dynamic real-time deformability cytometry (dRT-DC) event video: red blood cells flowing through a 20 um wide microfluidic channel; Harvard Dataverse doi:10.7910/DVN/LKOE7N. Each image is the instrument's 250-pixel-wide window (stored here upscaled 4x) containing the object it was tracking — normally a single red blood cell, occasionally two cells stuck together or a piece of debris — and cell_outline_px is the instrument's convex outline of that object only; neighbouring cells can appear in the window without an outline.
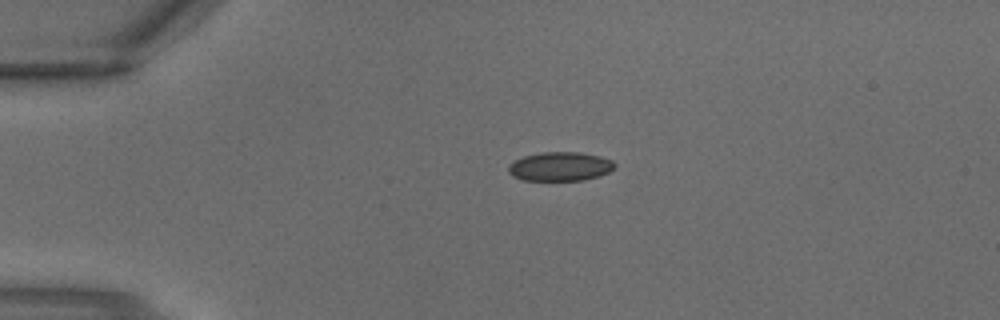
{"species": "common noctule bat (a hibernating species)", "species_latin": "Nyctalus noctula", "temperature_condition": "warm", "stored_images_in_passage": 2, "camera_frame_rate_fps": 3000, "um_per_image_px": 0.085, "animal": {"sex": "male", "body_mass_g": 18.8}, "frame": {"image": 1, "passage_image": 2, "time_ms": 0.333, "image_size_px": [1000, 320], "cell_outline_px": [[616, 164], [608, 172], [600, 176], [584, 180], [524, 180], [512, 176], [508, 172], [508, 164], [524, 156], [540, 152], [580, 152], [600, 156], [612, 160]], "centroid_in_image_um": [47.6, 14.15], "position_along_channel_um": 37.4, "area_um2": 17.98}}